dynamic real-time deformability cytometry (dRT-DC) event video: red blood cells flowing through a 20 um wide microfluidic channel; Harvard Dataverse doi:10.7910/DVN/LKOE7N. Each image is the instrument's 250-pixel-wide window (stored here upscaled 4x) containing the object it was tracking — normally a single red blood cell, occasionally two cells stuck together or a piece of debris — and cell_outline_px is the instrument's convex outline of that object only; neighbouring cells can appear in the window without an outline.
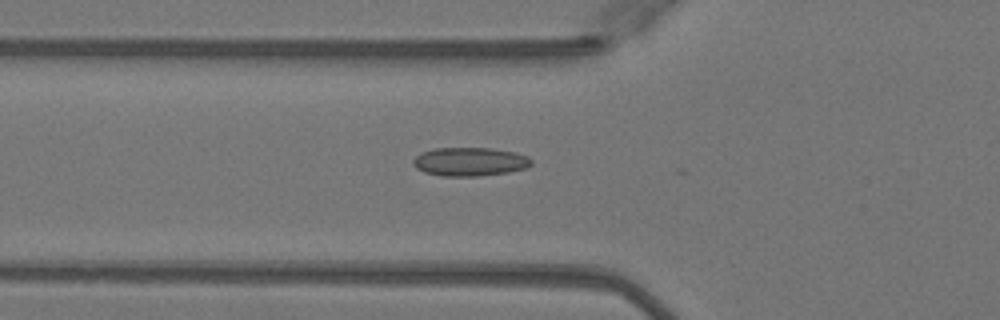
{"species": "Egyptian fruit bat (a non-hibernating species)", "species_latin": "Rousettus aegyptiacus", "temperature_condition": "warm", "stored_images_in_passage": 17, "camera_frame_rate_fps": 3000, "um_per_image_px": 0.085, "animal": {"sex": "female"}, "frame": {"image": 1, "passage_image": 14, "time_ms": 4.333, "image_size_px": [1000, 320], "cell_outline_px": [[532, 164], [524, 168], [508, 172], [476, 176], [440, 176], [424, 172], [416, 168], [412, 164], [412, 160], [420, 152], [432, 148], [492, 148], [516, 152], [528, 156], [532, 160]], "centroid_in_image_um": [39.9, 13.73], "position_along_channel_um": 85.9, "area_um2": 19.88}}